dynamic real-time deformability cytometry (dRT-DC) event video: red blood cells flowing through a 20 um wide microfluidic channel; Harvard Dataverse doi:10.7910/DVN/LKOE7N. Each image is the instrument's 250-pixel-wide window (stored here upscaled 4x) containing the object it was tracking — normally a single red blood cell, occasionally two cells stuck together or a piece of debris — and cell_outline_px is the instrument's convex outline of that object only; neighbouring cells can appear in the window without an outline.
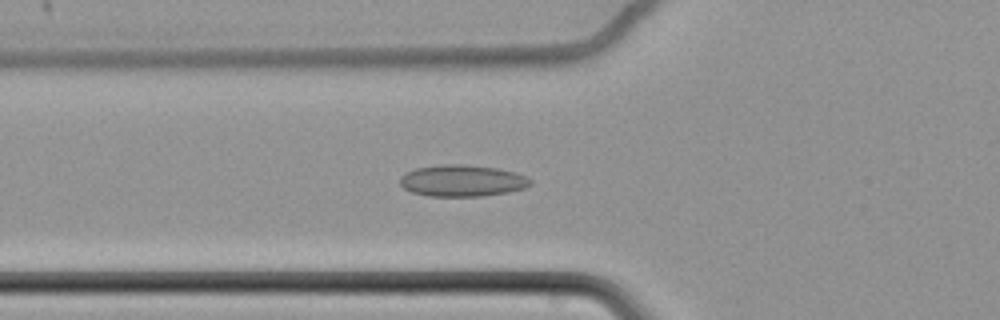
{"species": "common noctule bat (a hibernating species)", "species_latin": "Nyctalus noctula", "temperature_condition": "cold", "stored_images_in_passage": 65, "camera_frame_rate_fps": 3000, "um_per_image_px": 0.085, "animal": {"sex": "female", "body_mass_g": 22.7, "forearm_length_mm": 54.2}, "frame": {"image": 1, "passage_image": 27, "time_ms": 8.667, "image_size_px": [1000, 320], "cell_outline_px": [[532, 184], [524, 188], [508, 192], [480, 196], [428, 196], [412, 192], [404, 188], [400, 184], [400, 176], [416, 168], [440, 164], [464, 164], [496, 168], [516, 172], [532, 180]], "centroid_in_image_um": [39.29, 15.35], "position_along_channel_um": 86.5, "area_um2": 23.99}}
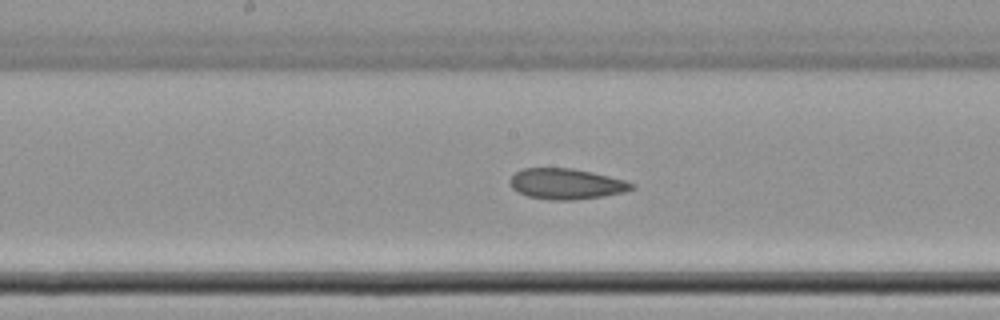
{"frame": {"image": 2, "passage_image": 37, "time_ms": 12.0, "image_size_px": [1000, 320], "cell_outline_px": [[636, 188], [624, 192], [604, 196], [572, 200], [552, 200], [528, 196], [516, 192], [508, 184], [508, 180], [516, 172], [524, 168], [572, 168], [592, 172], [624, 180], [636, 184]], "centroid_in_image_um": [48.12, 15.63], "position_along_channel_um": 200.1, "area_um2": 21.91}}
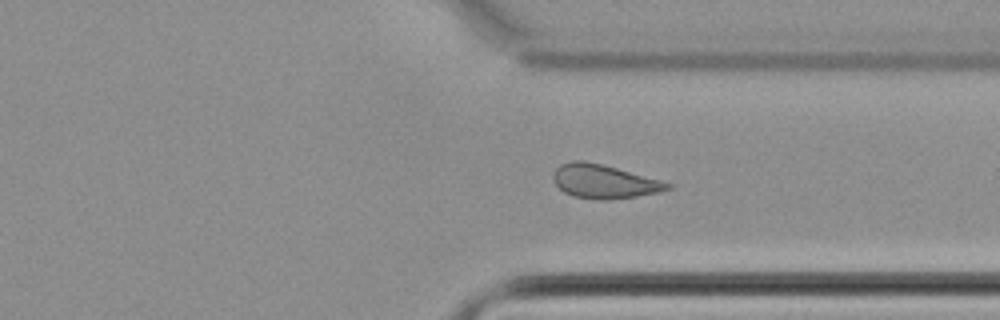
{"frame": {"image": 3, "passage_image": 51, "time_ms": 16.667, "image_size_px": [1000, 320], "cell_outline_px": [[672, 188], [660, 192], [636, 196], [608, 200], [596, 200], [572, 196], [564, 192], [552, 180], [552, 172], [560, 164], [572, 160], [584, 160], [616, 168], [660, 180], [672, 184]], "centroid_in_image_um": [51.3, 15.43], "position_along_channel_um": 360.1, "area_um2": 22.54}, "authors_computed_cell_mechanics": {"area_um2": 23.698, "velocity_mm_per_s": 3.4127, "shape_relaxation_time_tau1_ms": null, "shape_relaxation_time_tau2_ms": 5.956, "deformation_change_tau1": null, "deformation_change_tau2": 0.1297}}